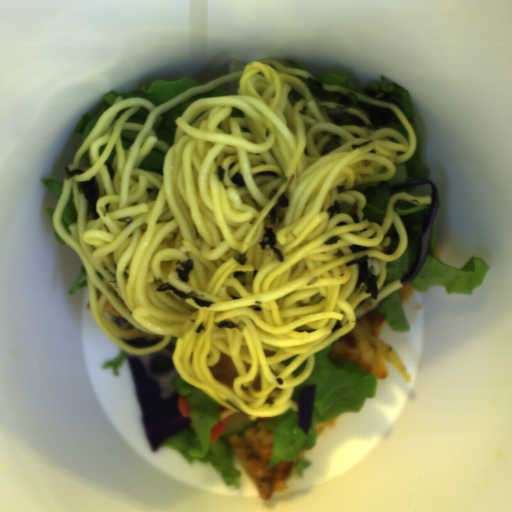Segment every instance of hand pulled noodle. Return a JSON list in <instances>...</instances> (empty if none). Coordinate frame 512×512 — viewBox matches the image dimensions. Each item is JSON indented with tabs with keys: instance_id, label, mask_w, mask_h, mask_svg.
Returning <instances> with one entry per match:
<instances>
[{
	"instance_id": "1",
	"label": "hand pulled noodle",
	"mask_w": 512,
	"mask_h": 512,
	"mask_svg": "<svg viewBox=\"0 0 512 512\" xmlns=\"http://www.w3.org/2000/svg\"><path fill=\"white\" fill-rule=\"evenodd\" d=\"M315 76L274 60L250 62L202 86L189 88L155 106L142 97L118 96L102 113L66 167L84 170L63 178L52 224L61 239L80 256L87 279L91 314L100 329L118 347L132 354L157 352L176 343L172 365L188 384L227 408L225 419L236 412L277 417L292 409L296 385L307 380L316 353L354 328L359 316L403 288L400 279L383 286L386 265L402 257L408 246L406 230L394 211L398 200L430 206V196L405 192L390 197L383 224L365 218L366 196L353 189L366 183L391 180L396 164L415 151L417 139L400 107L381 102L339 84H324L331 93L355 94L359 101L396 114L408 133L381 127L341 126L330 121L324 105L337 103L315 97L305 81ZM240 78L238 95L213 96L193 103L177 119L173 146L158 140L161 113L194 95L209 92ZM297 90L305 98L294 106L287 95ZM141 107L149 112L146 124L125 122ZM341 136L339 149L321 156L331 135ZM133 141L123 149L121 138ZM165 152L162 175L138 169L152 149ZM226 170L219 182L216 167ZM274 170L281 178H251ZM240 172L246 187H235L231 177ZM96 177L101 192L100 214L91 219L81 181ZM73 188L77 223L66 234L60 215ZM285 192L289 207L284 220L273 227L266 217ZM339 200L342 212L329 219L326 209ZM359 204L361 222L346 212ZM400 236L398 249L383 253L391 224ZM273 227L279 262L266 245L264 226ZM343 240L324 246L332 235ZM242 251L244 266L233 257ZM369 255L376 274L378 300L361 283L355 289L359 267L345 263ZM193 259L189 281L174 269L177 260ZM247 273L242 287L234 273ZM162 276L182 292L195 290L211 307L182 299L171 291L157 292L153 282ZM109 301L134 324L121 329L104 315ZM224 319L245 322L244 333L219 329ZM161 337L144 349L119 339ZM222 353L231 357L239 372L233 388L216 381L210 372ZM307 361L304 372L292 371Z\"/></svg>"
}]
</instances>
